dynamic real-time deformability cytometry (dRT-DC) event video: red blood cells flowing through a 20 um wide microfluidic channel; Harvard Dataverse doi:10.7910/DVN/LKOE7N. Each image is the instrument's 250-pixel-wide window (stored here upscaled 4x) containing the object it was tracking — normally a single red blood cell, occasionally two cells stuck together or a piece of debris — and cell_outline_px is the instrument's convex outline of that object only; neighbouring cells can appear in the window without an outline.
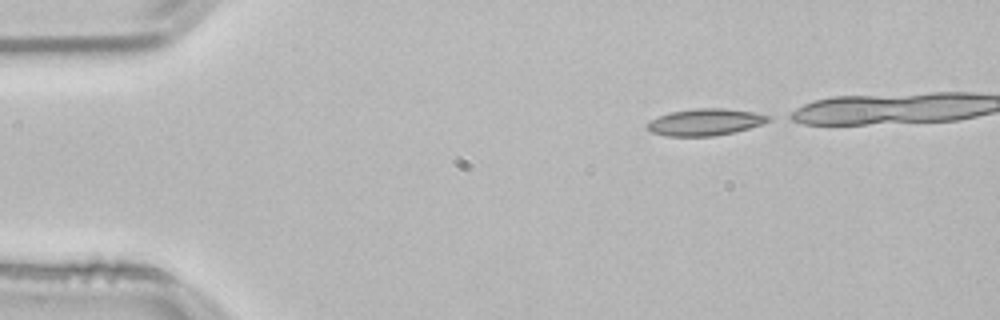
{"species": "common noctule bat (a hibernating species)", "species_latin": "Nyctalus noctula", "temperature_condition": "room temperature", "stored_images_in_passage": 36, "camera_frame_rate_fps": 3000, "um_per_image_px": 0.085, "animal": {"sex": "male", "body_mass_g": 21.5, "forearm_length_mm": 52.0}, "frame": {"image": 1, "passage_image": 1, "time_ms": 0.0, "image_size_px": [1000, 320], "cell_outline_px": [[772, 120], [748, 128], [732, 132], [712, 136], [664, 136], [652, 132], [644, 128], [644, 124], [660, 116], [672, 112], [696, 108], [724, 108], [752, 112], [772, 116]], "centroid_in_image_um": [59.91, 10.38], "position_along_channel_um": 25.1, "area_um2": 18.79}}
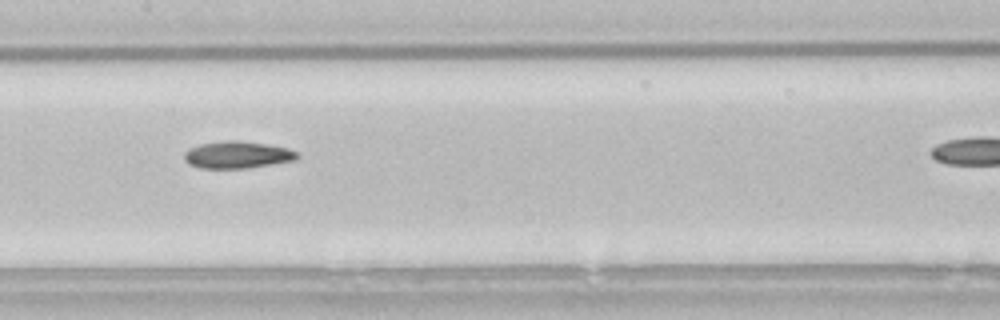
{"frame": {"image": 2, "passage_image": 19, "time_ms": 6.0, "image_size_px": [1000, 320], "cell_outline_px": [[300, 156], [296, 160], [248, 168], [200, 168], [188, 164], [184, 160], [184, 152], [188, 148], [200, 144], [224, 140], [236, 140], [264, 144], [288, 148], [300, 152]], "centroid_in_image_um": [20.17, 13.16], "position_along_channel_um": 187.2, "area_um2": 17.98}}
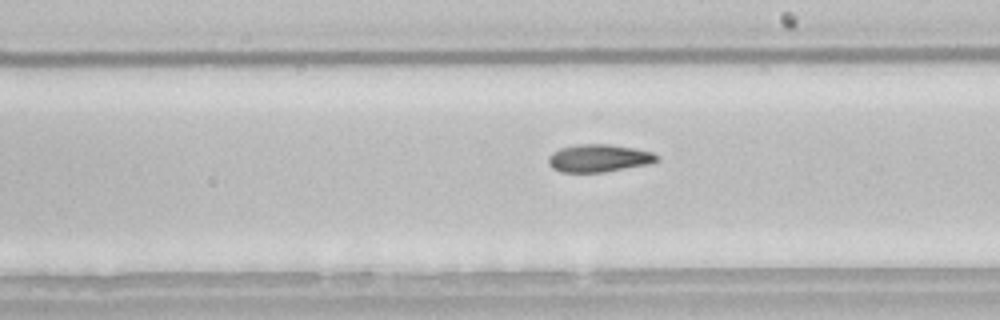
{"frame": {"image": 3, "passage_image": 23, "time_ms": 7.333, "image_size_px": [1000, 320], "cell_outline_px": [[660, 160], [648, 164], [604, 172], [560, 172], [552, 168], [548, 164], [548, 156], [552, 152], [560, 148], [580, 144], [608, 144], [632, 148], [652, 152], [660, 156]], "centroid_in_image_um": [50.89, 13.45], "position_along_channel_um": 238.1, "area_um2": 17.51}}